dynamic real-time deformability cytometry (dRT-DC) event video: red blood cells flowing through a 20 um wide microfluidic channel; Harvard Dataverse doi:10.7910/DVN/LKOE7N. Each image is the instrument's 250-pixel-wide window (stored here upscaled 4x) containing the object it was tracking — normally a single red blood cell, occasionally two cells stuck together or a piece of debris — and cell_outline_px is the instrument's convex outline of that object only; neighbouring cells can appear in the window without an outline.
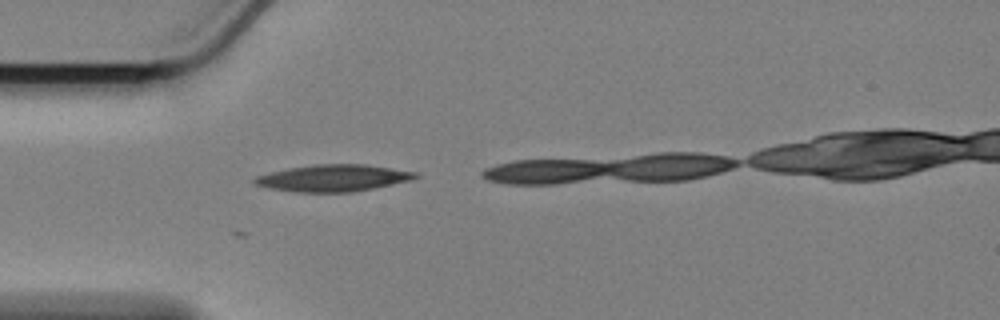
{"species": "Egyptian fruit bat (a non-hibernating species)", "species_latin": "Rousettus aegyptiacus", "temperature_condition": "cold", "stored_images_in_passage": 3, "camera_frame_rate_fps": 3000, "um_per_image_px": 0.085, "animal": {"sex": "female"}, "frame": {"image": 1, "passage_image": 3, "time_ms": 0.667, "image_size_px": [1000, 320], "cell_outline_px": [[420, 176], [412, 180], [352, 192], [296, 192], [268, 188], [252, 184], [252, 180], [256, 176], [288, 168], [316, 164], [364, 164], [420, 172]], "centroid_in_image_um": [28.33, 15.13], "position_along_channel_um": 56.7, "area_um2": 25.2}}